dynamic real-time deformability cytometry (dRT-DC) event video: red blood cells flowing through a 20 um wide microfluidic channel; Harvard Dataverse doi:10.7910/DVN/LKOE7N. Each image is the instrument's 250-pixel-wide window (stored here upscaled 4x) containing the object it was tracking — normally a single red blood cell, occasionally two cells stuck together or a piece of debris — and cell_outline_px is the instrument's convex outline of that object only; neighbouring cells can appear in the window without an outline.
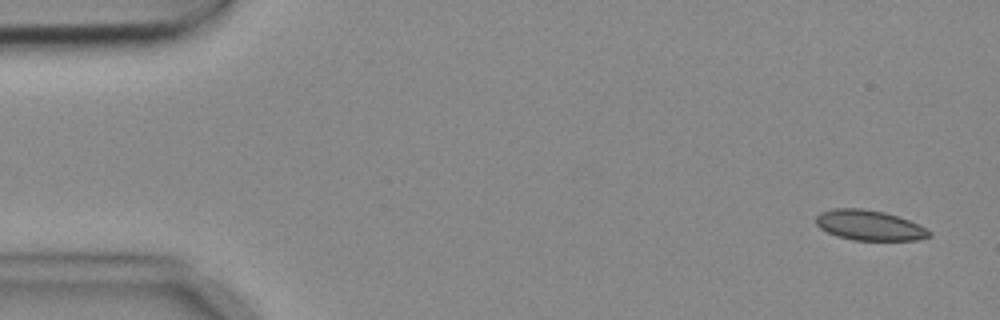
{"species": "common noctule bat (a hibernating species)", "species_latin": "Nyctalus noctula", "temperature_condition": "cold", "stored_images_in_passage": 7, "camera_frame_rate_fps": 3000, "um_per_image_px": 0.085, "animal": {"sex": "female", "body_mass_g": 18.4}, "frame": {"image": 1, "passage_image": 1, "time_ms": 0.0, "image_size_px": [1000, 320], "cell_outline_px": [[932, 236], [916, 240], [852, 240], [836, 236], [820, 228], [816, 224], [816, 216], [820, 212], [832, 208], [864, 208], [884, 212], [908, 220], [932, 232]], "centroid_in_image_um": [73.86, 19.15], "position_along_channel_um": 11.1, "area_um2": 19.88}}
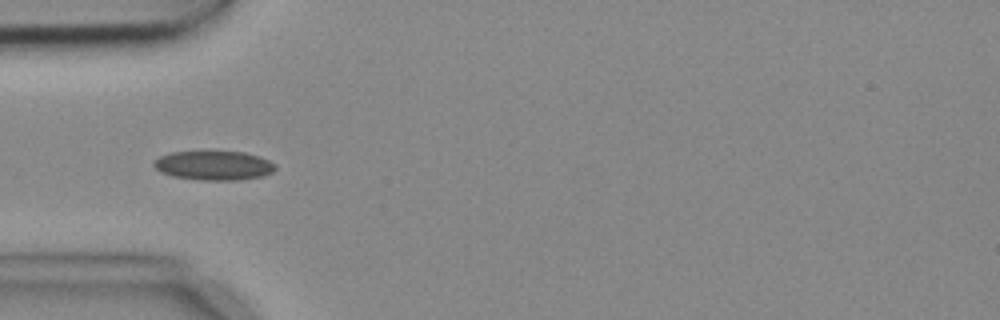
{"frame": {"image": 2, "passage_image": 5, "time_ms": 1.333, "image_size_px": [1000, 320], "cell_outline_px": [[276, 168], [272, 172], [264, 176], [240, 180], [200, 180], [172, 176], [160, 172], [152, 164], [160, 156], [172, 152], [244, 152], [260, 156], [276, 164]], "centroid_in_image_um": [18.2, 14.08], "position_along_channel_um": 66.8, "area_um2": 20.69}}
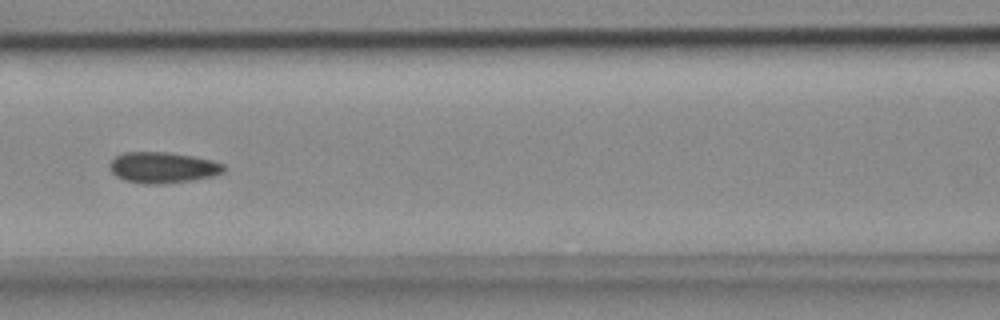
{"frame": {"image": 3, "passage_image": 7, "time_ms": 2.0, "image_size_px": [1000, 320], "cell_outline_px": [[224, 172], [216, 176], [192, 180], [164, 184], [140, 184], [124, 180], [116, 176], [108, 168], [108, 164], [116, 156], [124, 152], [168, 152], [192, 156], [212, 160], [224, 164]], "centroid_in_image_um": [13.83, 14.25], "position_along_channel_um": 152.8, "area_um2": 20.87}}